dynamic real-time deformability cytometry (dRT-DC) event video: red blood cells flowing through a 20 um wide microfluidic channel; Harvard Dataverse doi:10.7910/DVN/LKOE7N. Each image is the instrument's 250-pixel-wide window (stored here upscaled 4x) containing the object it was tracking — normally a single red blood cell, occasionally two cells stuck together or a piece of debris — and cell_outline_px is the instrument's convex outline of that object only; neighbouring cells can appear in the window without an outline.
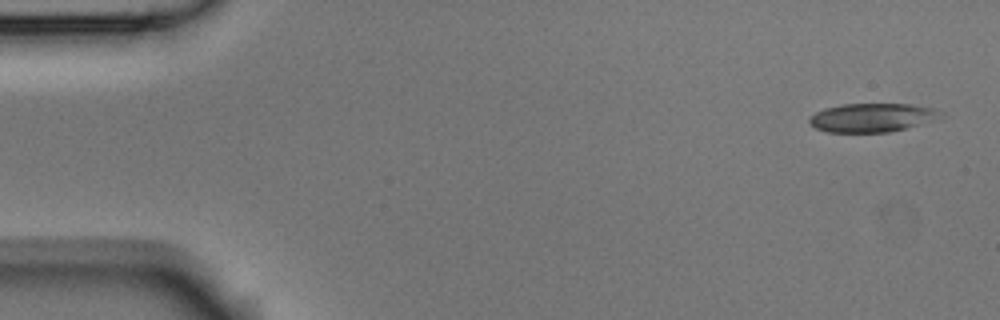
{"species": "Egyptian fruit bat (a non-hibernating species)", "species_latin": "Rousettus aegyptiacus", "temperature_condition": "room temperature", "stored_images_in_passage": 5, "camera_frame_rate_fps": 3000, "um_per_image_px": 0.085, "animal": {"sex": "male"}, "frame": {"image": 1, "passage_image": 1, "time_ms": 0.0, "image_size_px": [1000, 320], "cell_outline_px": [[944, 116], [904, 128], [888, 132], [828, 132], [816, 128], [808, 120], [816, 112], [824, 108], [840, 104], [908, 104], [932, 108], [944, 112]], "centroid_in_image_um": [74.11, 9.98], "position_along_channel_um": 10.9, "area_um2": 21.62}}
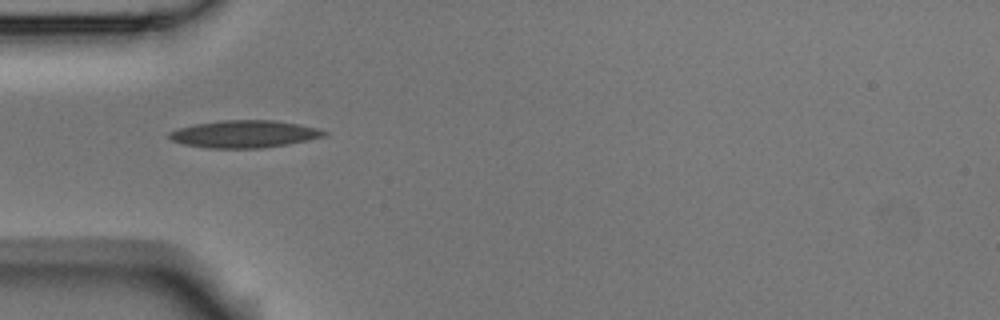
{"frame": {"image": 2, "passage_image": 5, "time_ms": 1.333, "image_size_px": [1000, 320], "cell_outline_px": [[328, 136], [288, 144], [264, 148], [208, 148], [184, 144], [172, 140], [168, 136], [168, 132], [192, 124], [220, 120], [272, 120], [296, 124], [316, 128], [328, 132]], "centroid_in_image_um": [20.76, 11.39], "position_along_channel_um": 64.2, "area_um2": 24.68}}